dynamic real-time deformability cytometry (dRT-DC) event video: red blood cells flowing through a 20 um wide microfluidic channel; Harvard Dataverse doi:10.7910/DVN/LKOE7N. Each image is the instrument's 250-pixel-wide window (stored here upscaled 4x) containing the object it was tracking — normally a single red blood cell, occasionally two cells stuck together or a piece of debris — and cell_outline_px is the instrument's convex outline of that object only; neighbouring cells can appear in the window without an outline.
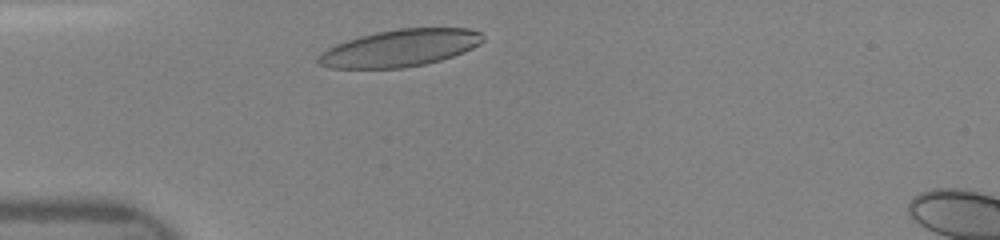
{"species": "human", "species_latin": "Homo sapiens", "temperature_condition": "room temperature", "stored_images_in_passage": 37, "camera_frame_rate_fps": 3000, "um_per_image_px": 0.085, "donor": {"sex": "female"}, "frame": {"image": 1, "passage_image": 3, "time_ms": 0.667, "image_size_px": [1000, 240], "cell_outline_px": [[484, 40], [480, 44], [464, 52], [440, 60], [424, 64], [404, 68], [332, 68], [320, 64], [316, 60], [320, 52], [336, 44], [360, 36], [376, 32], [400, 28], [468, 28], [480, 32], [484, 36]], "centroid_in_image_um": [34.01, 4.08], "position_along_channel_um": 51.0, "area_um2": 35.49}}
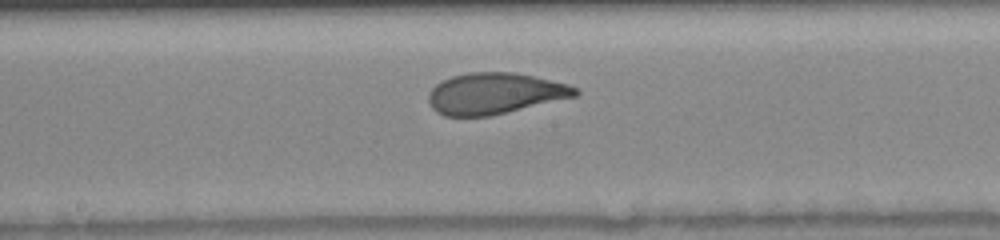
{"frame": {"image": 2, "passage_image": 15, "time_ms": 4.667, "image_size_px": [1000, 240], "cell_outline_px": [[580, 92], [576, 96], [492, 116], [444, 116], [436, 112], [432, 108], [428, 100], [428, 92], [436, 84], [452, 76], [468, 72], [516, 72], [568, 84], [580, 88]], "centroid_in_image_um": [42.06, 7.95], "position_along_channel_um": 206.1, "area_um2": 35.43}}
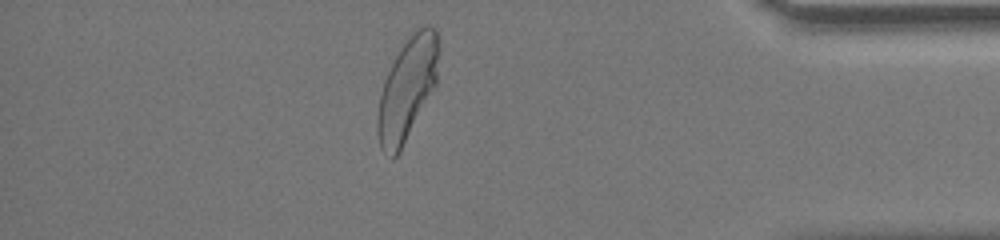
{"frame": {"image": 3, "passage_image": 31, "time_ms": 10.0, "image_size_px": [1000, 240], "cell_outline_px": [[440, 48], [436, 84], [400, 152], [392, 160], [380, 148], [376, 132], [376, 120], [380, 96], [384, 80], [404, 36], [424, 24], [436, 28]], "centroid_in_image_um": [34.61, 7.5], "position_along_channel_um": 400.6, "area_um2": 37.28}}